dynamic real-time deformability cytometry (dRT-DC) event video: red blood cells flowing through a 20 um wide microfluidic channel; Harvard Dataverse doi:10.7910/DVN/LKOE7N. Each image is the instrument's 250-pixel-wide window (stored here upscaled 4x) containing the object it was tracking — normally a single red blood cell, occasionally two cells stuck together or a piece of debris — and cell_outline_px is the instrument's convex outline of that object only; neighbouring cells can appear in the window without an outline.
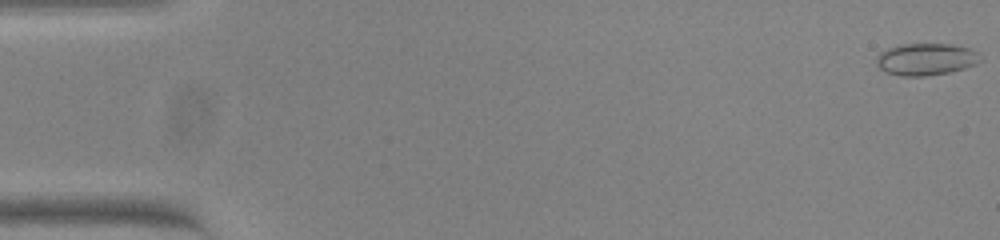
{"species": "common noctule bat (a hibernating species)", "species_latin": "Nyctalus noctula", "temperature_condition": "warm", "stored_images_in_passage": 54, "camera_frame_rate_fps": 3000, "um_per_image_px": 0.085, "animal": {"sex": "female", "body_mass_g": 23.0, "forearm_length_mm": 53.4}, "frame": {"image": 1, "passage_image": 1, "time_ms": 0.0, "image_size_px": [1000, 240], "cell_outline_px": [[980, 60], [976, 64], [952, 72], [924, 76], [900, 76], [888, 72], [880, 68], [876, 64], [876, 56], [880, 52], [888, 48], [900, 44], [952, 44], [968, 48], [976, 52]], "centroid_in_image_um": [78.67, 5.04], "position_along_channel_um": 6.3, "area_um2": 19.31}}
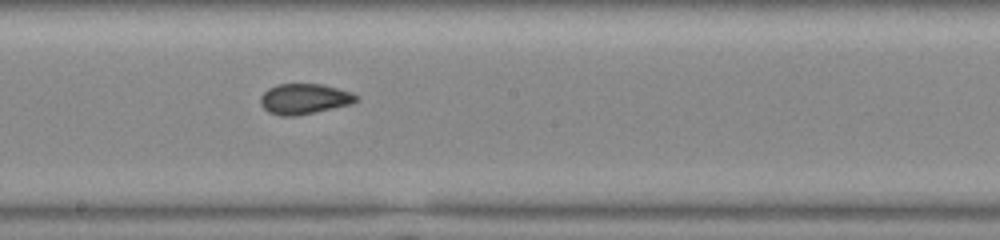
{"frame": {"image": 2, "passage_image": 30, "time_ms": 9.667, "image_size_px": [1000, 240], "cell_outline_px": [[360, 100], [352, 104], [316, 112], [296, 116], [280, 116], [268, 112], [260, 104], [260, 96], [268, 88], [276, 84], [324, 84], [352, 92], [360, 96]], "centroid_in_image_um": [25.9, 8.4], "position_along_channel_um": 222.3, "area_um2": 17.34}}
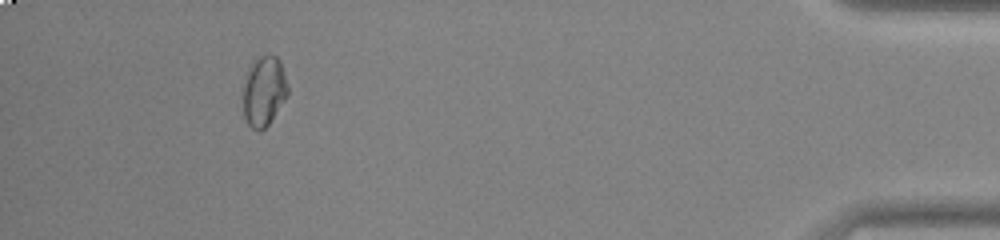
{"frame": {"image": 3, "passage_image": 50, "time_ms": 16.333, "image_size_px": [1000, 240], "cell_outline_px": [[288, 96], [268, 124], [260, 132], [256, 132], [248, 124], [244, 116], [244, 84], [252, 60], [260, 56], [276, 56], [280, 60], [288, 88]], "centroid_in_image_um": [22.44, 7.77], "position_along_channel_um": 412.8, "area_um2": 18.03}, "authors_computed_cell_mechanics": {"area_um2": 17.3978, "velocity_mm_per_s": 3.8249, "shape_relaxation_time_tau1_ms": null, "shape_relaxation_time_tau2_ms": 0.7107, "deformation_change_tau1": null, "deformation_change_tau2": 0.0421}}